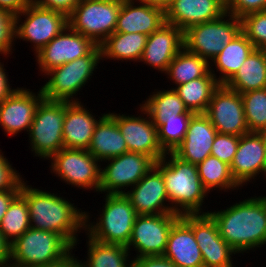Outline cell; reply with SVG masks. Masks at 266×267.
Listing matches in <instances>:
<instances>
[{
  "instance_id": "4316f807",
  "label": "cell",
  "mask_w": 266,
  "mask_h": 267,
  "mask_svg": "<svg viewBox=\"0 0 266 267\" xmlns=\"http://www.w3.org/2000/svg\"><path fill=\"white\" fill-rule=\"evenodd\" d=\"M99 118L87 150L99 162H105L128 152L126 141L116 120L109 113H104Z\"/></svg>"
},
{
  "instance_id": "f907efd6",
  "label": "cell",
  "mask_w": 266,
  "mask_h": 267,
  "mask_svg": "<svg viewBox=\"0 0 266 267\" xmlns=\"http://www.w3.org/2000/svg\"><path fill=\"white\" fill-rule=\"evenodd\" d=\"M81 262L82 261L75 258L70 252L62 260L52 263L46 267H83Z\"/></svg>"
},
{
  "instance_id": "8992f818",
  "label": "cell",
  "mask_w": 266,
  "mask_h": 267,
  "mask_svg": "<svg viewBox=\"0 0 266 267\" xmlns=\"http://www.w3.org/2000/svg\"><path fill=\"white\" fill-rule=\"evenodd\" d=\"M101 59L100 45H97L88 55L46 72L45 74L50 78L41 87L44 98L47 100L78 102V99L73 97L85 86L87 80L91 79L90 76H92Z\"/></svg>"
},
{
  "instance_id": "db71d44e",
  "label": "cell",
  "mask_w": 266,
  "mask_h": 267,
  "mask_svg": "<svg viewBox=\"0 0 266 267\" xmlns=\"http://www.w3.org/2000/svg\"><path fill=\"white\" fill-rule=\"evenodd\" d=\"M225 7L227 6L228 0H219Z\"/></svg>"
},
{
  "instance_id": "52a82bcc",
  "label": "cell",
  "mask_w": 266,
  "mask_h": 267,
  "mask_svg": "<svg viewBox=\"0 0 266 267\" xmlns=\"http://www.w3.org/2000/svg\"><path fill=\"white\" fill-rule=\"evenodd\" d=\"M66 101L43 98L38 104L29 130L31 151L35 156L49 158L64 148L63 123Z\"/></svg>"
},
{
  "instance_id": "ee69618b",
  "label": "cell",
  "mask_w": 266,
  "mask_h": 267,
  "mask_svg": "<svg viewBox=\"0 0 266 267\" xmlns=\"http://www.w3.org/2000/svg\"><path fill=\"white\" fill-rule=\"evenodd\" d=\"M79 1L80 0H31V3L39 7L60 11L68 16Z\"/></svg>"
},
{
  "instance_id": "ffe728a7",
  "label": "cell",
  "mask_w": 266,
  "mask_h": 267,
  "mask_svg": "<svg viewBox=\"0 0 266 267\" xmlns=\"http://www.w3.org/2000/svg\"><path fill=\"white\" fill-rule=\"evenodd\" d=\"M230 169L240 186L255 179L262 172L266 175V147L257 132L240 136Z\"/></svg>"
},
{
  "instance_id": "7402d4cb",
  "label": "cell",
  "mask_w": 266,
  "mask_h": 267,
  "mask_svg": "<svg viewBox=\"0 0 266 267\" xmlns=\"http://www.w3.org/2000/svg\"><path fill=\"white\" fill-rule=\"evenodd\" d=\"M165 13V22L183 32L188 28L222 17L226 7L219 0H172Z\"/></svg>"
},
{
  "instance_id": "7a4b0ae2",
  "label": "cell",
  "mask_w": 266,
  "mask_h": 267,
  "mask_svg": "<svg viewBox=\"0 0 266 267\" xmlns=\"http://www.w3.org/2000/svg\"><path fill=\"white\" fill-rule=\"evenodd\" d=\"M26 184L22 178L20 194L28 204L30 227L55 232L74 248L78 242L76 233L84 230L85 211L75 208L74 203L57 193L45 192Z\"/></svg>"
},
{
  "instance_id": "8d00e7d4",
  "label": "cell",
  "mask_w": 266,
  "mask_h": 267,
  "mask_svg": "<svg viewBox=\"0 0 266 267\" xmlns=\"http://www.w3.org/2000/svg\"><path fill=\"white\" fill-rule=\"evenodd\" d=\"M249 132L266 127V88L241 93Z\"/></svg>"
},
{
  "instance_id": "5b68a950",
  "label": "cell",
  "mask_w": 266,
  "mask_h": 267,
  "mask_svg": "<svg viewBox=\"0 0 266 267\" xmlns=\"http://www.w3.org/2000/svg\"><path fill=\"white\" fill-rule=\"evenodd\" d=\"M97 223L89 224V215L85 212L84 230L87 235L105 244L127 246L137 216L134 207L125 194H107L105 205Z\"/></svg>"
},
{
  "instance_id": "e0dca14e",
  "label": "cell",
  "mask_w": 266,
  "mask_h": 267,
  "mask_svg": "<svg viewBox=\"0 0 266 267\" xmlns=\"http://www.w3.org/2000/svg\"><path fill=\"white\" fill-rule=\"evenodd\" d=\"M144 117L126 116L125 114L109 113L117 122L118 127L126 141L128 151L142 153L150 156L155 162L160 160L165 151L161 148L158 140L157 127L147 111L141 106ZM148 118V119H147Z\"/></svg>"
},
{
  "instance_id": "9a60e30c",
  "label": "cell",
  "mask_w": 266,
  "mask_h": 267,
  "mask_svg": "<svg viewBox=\"0 0 266 267\" xmlns=\"http://www.w3.org/2000/svg\"><path fill=\"white\" fill-rule=\"evenodd\" d=\"M217 133L241 136L249 133L241 94L220 85L204 113Z\"/></svg>"
},
{
  "instance_id": "e575fe53",
  "label": "cell",
  "mask_w": 266,
  "mask_h": 267,
  "mask_svg": "<svg viewBox=\"0 0 266 267\" xmlns=\"http://www.w3.org/2000/svg\"><path fill=\"white\" fill-rule=\"evenodd\" d=\"M197 169L202 185L208 193L213 188L225 191L241 187L233 178L230 165L215 156L209 155L197 165Z\"/></svg>"
},
{
  "instance_id": "7dc6e473",
  "label": "cell",
  "mask_w": 266,
  "mask_h": 267,
  "mask_svg": "<svg viewBox=\"0 0 266 267\" xmlns=\"http://www.w3.org/2000/svg\"><path fill=\"white\" fill-rule=\"evenodd\" d=\"M31 4V0H0V8L13 15L21 13Z\"/></svg>"
},
{
  "instance_id": "484cf974",
  "label": "cell",
  "mask_w": 266,
  "mask_h": 267,
  "mask_svg": "<svg viewBox=\"0 0 266 267\" xmlns=\"http://www.w3.org/2000/svg\"><path fill=\"white\" fill-rule=\"evenodd\" d=\"M98 121L81 102L66 101V116L63 123L64 148L87 150Z\"/></svg>"
},
{
  "instance_id": "9c48e42d",
  "label": "cell",
  "mask_w": 266,
  "mask_h": 267,
  "mask_svg": "<svg viewBox=\"0 0 266 267\" xmlns=\"http://www.w3.org/2000/svg\"><path fill=\"white\" fill-rule=\"evenodd\" d=\"M241 31V18L227 12L216 20L197 24L185 30L184 48L209 62Z\"/></svg>"
},
{
  "instance_id": "74e56055",
  "label": "cell",
  "mask_w": 266,
  "mask_h": 267,
  "mask_svg": "<svg viewBox=\"0 0 266 267\" xmlns=\"http://www.w3.org/2000/svg\"><path fill=\"white\" fill-rule=\"evenodd\" d=\"M193 115H177V118L167 119L157 128L159 143L166 153L173 152L183 142Z\"/></svg>"
},
{
  "instance_id": "d590c367",
  "label": "cell",
  "mask_w": 266,
  "mask_h": 267,
  "mask_svg": "<svg viewBox=\"0 0 266 267\" xmlns=\"http://www.w3.org/2000/svg\"><path fill=\"white\" fill-rule=\"evenodd\" d=\"M30 228L29 209L26 199L19 193L10 203L0 222V231L10 242H14Z\"/></svg>"
},
{
  "instance_id": "d6986e66",
  "label": "cell",
  "mask_w": 266,
  "mask_h": 267,
  "mask_svg": "<svg viewBox=\"0 0 266 267\" xmlns=\"http://www.w3.org/2000/svg\"><path fill=\"white\" fill-rule=\"evenodd\" d=\"M29 90L17 87L0 103V125L9 136L22 130L29 132L36 108L44 98L41 89L37 96Z\"/></svg>"
},
{
  "instance_id": "30bf717a",
  "label": "cell",
  "mask_w": 266,
  "mask_h": 267,
  "mask_svg": "<svg viewBox=\"0 0 266 267\" xmlns=\"http://www.w3.org/2000/svg\"><path fill=\"white\" fill-rule=\"evenodd\" d=\"M22 15L25 16V20L19 25ZM67 26L66 14L31 3L15 15V39L32 42L36 54Z\"/></svg>"
},
{
  "instance_id": "4dcf8cb0",
  "label": "cell",
  "mask_w": 266,
  "mask_h": 267,
  "mask_svg": "<svg viewBox=\"0 0 266 267\" xmlns=\"http://www.w3.org/2000/svg\"><path fill=\"white\" fill-rule=\"evenodd\" d=\"M147 35L141 33L114 32L101 45V57L114 60H141Z\"/></svg>"
},
{
  "instance_id": "83f0119b",
  "label": "cell",
  "mask_w": 266,
  "mask_h": 267,
  "mask_svg": "<svg viewBox=\"0 0 266 267\" xmlns=\"http://www.w3.org/2000/svg\"><path fill=\"white\" fill-rule=\"evenodd\" d=\"M225 86L240 94L266 88V50L255 49Z\"/></svg>"
},
{
  "instance_id": "277c9868",
  "label": "cell",
  "mask_w": 266,
  "mask_h": 267,
  "mask_svg": "<svg viewBox=\"0 0 266 267\" xmlns=\"http://www.w3.org/2000/svg\"><path fill=\"white\" fill-rule=\"evenodd\" d=\"M74 249L61 235L29 228L11 243V267H46L62 260ZM11 262V263H10Z\"/></svg>"
},
{
  "instance_id": "836d02e7",
  "label": "cell",
  "mask_w": 266,
  "mask_h": 267,
  "mask_svg": "<svg viewBox=\"0 0 266 267\" xmlns=\"http://www.w3.org/2000/svg\"><path fill=\"white\" fill-rule=\"evenodd\" d=\"M87 261L81 262L83 267H132L129 261V250L119 244H105L89 236Z\"/></svg>"
},
{
  "instance_id": "bcb514c9",
  "label": "cell",
  "mask_w": 266,
  "mask_h": 267,
  "mask_svg": "<svg viewBox=\"0 0 266 267\" xmlns=\"http://www.w3.org/2000/svg\"><path fill=\"white\" fill-rule=\"evenodd\" d=\"M21 184L22 179L12 189L0 191V222L12 200L20 193Z\"/></svg>"
},
{
  "instance_id": "816d5d0a",
  "label": "cell",
  "mask_w": 266,
  "mask_h": 267,
  "mask_svg": "<svg viewBox=\"0 0 266 267\" xmlns=\"http://www.w3.org/2000/svg\"><path fill=\"white\" fill-rule=\"evenodd\" d=\"M137 1L142 4L161 9L163 12L168 9L169 5L172 2V0H136L135 2Z\"/></svg>"
},
{
  "instance_id": "cb8c5ba5",
  "label": "cell",
  "mask_w": 266,
  "mask_h": 267,
  "mask_svg": "<svg viewBox=\"0 0 266 267\" xmlns=\"http://www.w3.org/2000/svg\"><path fill=\"white\" fill-rule=\"evenodd\" d=\"M163 257L176 267H204L193 230L181 218L170 230Z\"/></svg>"
},
{
  "instance_id": "603a6c76",
  "label": "cell",
  "mask_w": 266,
  "mask_h": 267,
  "mask_svg": "<svg viewBox=\"0 0 266 267\" xmlns=\"http://www.w3.org/2000/svg\"><path fill=\"white\" fill-rule=\"evenodd\" d=\"M217 130L204 113L191 117L183 142L173 151L181 160L198 165L211 155Z\"/></svg>"
},
{
  "instance_id": "681fc988",
  "label": "cell",
  "mask_w": 266,
  "mask_h": 267,
  "mask_svg": "<svg viewBox=\"0 0 266 267\" xmlns=\"http://www.w3.org/2000/svg\"><path fill=\"white\" fill-rule=\"evenodd\" d=\"M11 256V243L0 231V267L8 266Z\"/></svg>"
},
{
  "instance_id": "5bb4252c",
  "label": "cell",
  "mask_w": 266,
  "mask_h": 267,
  "mask_svg": "<svg viewBox=\"0 0 266 267\" xmlns=\"http://www.w3.org/2000/svg\"><path fill=\"white\" fill-rule=\"evenodd\" d=\"M108 163L100 171L99 187V192L107 194H124L125 190L122 189L132 188L155 166L150 156L131 151L108 159Z\"/></svg>"
},
{
  "instance_id": "8fae6325",
  "label": "cell",
  "mask_w": 266,
  "mask_h": 267,
  "mask_svg": "<svg viewBox=\"0 0 266 267\" xmlns=\"http://www.w3.org/2000/svg\"><path fill=\"white\" fill-rule=\"evenodd\" d=\"M49 159L50 170L65 183L99 192L101 165L88 150L62 148Z\"/></svg>"
},
{
  "instance_id": "7c38bea8",
  "label": "cell",
  "mask_w": 266,
  "mask_h": 267,
  "mask_svg": "<svg viewBox=\"0 0 266 267\" xmlns=\"http://www.w3.org/2000/svg\"><path fill=\"white\" fill-rule=\"evenodd\" d=\"M180 218L176 213L137 215L126 248L134 247L136 258L163 256L170 230Z\"/></svg>"
},
{
  "instance_id": "3957f363",
  "label": "cell",
  "mask_w": 266,
  "mask_h": 267,
  "mask_svg": "<svg viewBox=\"0 0 266 267\" xmlns=\"http://www.w3.org/2000/svg\"><path fill=\"white\" fill-rule=\"evenodd\" d=\"M155 166L161 171L174 213L180 216L207 213L201 211L208 191L202 185L197 165L181 160L173 152H167L155 162Z\"/></svg>"
},
{
  "instance_id": "44dd1931",
  "label": "cell",
  "mask_w": 266,
  "mask_h": 267,
  "mask_svg": "<svg viewBox=\"0 0 266 267\" xmlns=\"http://www.w3.org/2000/svg\"><path fill=\"white\" fill-rule=\"evenodd\" d=\"M183 47V31L165 22L147 37L140 61L165 73L168 65Z\"/></svg>"
},
{
  "instance_id": "c3c4849f",
  "label": "cell",
  "mask_w": 266,
  "mask_h": 267,
  "mask_svg": "<svg viewBox=\"0 0 266 267\" xmlns=\"http://www.w3.org/2000/svg\"><path fill=\"white\" fill-rule=\"evenodd\" d=\"M8 80L9 79L5 72V68L0 62V103L16 90L10 88V83Z\"/></svg>"
},
{
  "instance_id": "ba28073f",
  "label": "cell",
  "mask_w": 266,
  "mask_h": 267,
  "mask_svg": "<svg viewBox=\"0 0 266 267\" xmlns=\"http://www.w3.org/2000/svg\"><path fill=\"white\" fill-rule=\"evenodd\" d=\"M123 0H80L68 15V26L101 45L115 32Z\"/></svg>"
},
{
  "instance_id": "7bdbcfd3",
  "label": "cell",
  "mask_w": 266,
  "mask_h": 267,
  "mask_svg": "<svg viewBox=\"0 0 266 267\" xmlns=\"http://www.w3.org/2000/svg\"><path fill=\"white\" fill-rule=\"evenodd\" d=\"M1 153L0 150V191H3L12 189L21 180V176Z\"/></svg>"
},
{
  "instance_id": "f5cc1de1",
  "label": "cell",
  "mask_w": 266,
  "mask_h": 267,
  "mask_svg": "<svg viewBox=\"0 0 266 267\" xmlns=\"http://www.w3.org/2000/svg\"><path fill=\"white\" fill-rule=\"evenodd\" d=\"M257 133L261 137L263 144L266 147V127L260 129Z\"/></svg>"
},
{
  "instance_id": "1f68e13d",
  "label": "cell",
  "mask_w": 266,
  "mask_h": 267,
  "mask_svg": "<svg viewBox=\"0 0 266 267\" xmlns=\"http://www.w3.org/2000/svg\"><path fill=\"white\" fill-rule=\"evenodd\" d=\"M153 93L140 106L147 111L152 123L157 128L167 119L177 118V115L195 114L185 107L182 99L173 88Z\"/></svg>"
},
{
  "instance_id": "f6af8a7d",
  "label": "cell",
  "mask_w": 266,
  "mask_h": 267,
  "mask_svg": "<svg viewBox=\"0 0 266 267\" xmlns=\"http://www.w3.org/2000/svg\"><path fill=\"white\" fill-rule=\"evenodd\" d=\"M132 267H176L163 256L140 257L132 260Z\"/></svg>"
},
{
  "instance_id": "d6a6232c",
  "label": "cell",
  "mask_w": 266,
  "mask_h": 267,
  "mask_svg": "<svg viewBox=\"0 0 266 267\" xmlns=\"http://www.w3.org/2000/svg\"><path fill=\"white\" fill-rule=\"evenodd\" d=\"M210 63L211 61L208 62L183 47L168 65L165 74L169 75V79L178 86L205 76L210 71Z\"/></svg>"
},
{
  "instance_id": "f1b7e54d",
  "label": "cell",
  "mask_w": 266,
  "mask_h": 267,
  "mask_svg": "<svg viewBox=\"0 0 266 267\" xmlns=\"http://www.w3.org/2000/svg\"><path fill=\"white\" fill-rule=\"evenodd\" d=\"M255 46L241 31L222 51L212 60L220 74L216 80L225 85L238 71L246 58L255 50Z\"/></svg>"
},
{
  "instance_id": "f546056e",
  "label": "cell",
  "mask_w": 266,
  "mask_h": 267,
  "mask_svg": "<svg viewBox=\"0 0 266 267\" xmlns=\"http://www.w3.org/2000/svg\"><path fill=\"white\" fill-rule=\"evenodd\" d=\"M213 68L203 77L173 88L185 107L193 113H205L214 91L220 86Z\"/></svg>"
},
{
  "instance_id": "d4e9b609",
  "label": "cell",
  "mask_w": 266,
  "mask_h": 267,
  "mask_svg": "<svg viewBox=\"0 0 266 267\" xmlns=\"http://www.w3.org/2000/svg\"><path fill=\"white\" fill-rule=\"evenodd\" d=\"M134 1H122L115 32L141 33L149 36L165 23V13L161 9L142 3L136 6Z\"/></svg>"
},
{
  "instance_id": "6da1fadb",
  "label": "cell",
  "mask_w": 266,
  "mask_h": 267,
  "mask_svg": "<svg viewBox=\"0 0 266 267\" xmlns=\"http://www.w3.org/2000/svg\"><path fill=\"white\" fill-rule=\"evenodd\" d=\"M207 213L216 221L220 236L237 253L266 244V196L251 197Z\"/></svg>"
},
{
  "instance_id": "ac0fdd59",
  "label": "cell",
  "mask_w": 266,
  "mask_h": 267,
  "mask_svg": "<svg viewBox=\"0 0 266 267\" xmlns=\"http://www.w3.org/2000/svg\"><path fill=\"white\" fill-rule=\"evenodd\" d=\"M137 215L174 213L169 202L161 171L156 167L145 174L132 188L124 193Z\"/></svg>"
},
{
  "instance_id": "60d3db41",
  "label": "cell",
  "mask_w": 266,
  "mask_h": 267,
  "mask_svg": "<svg viewBox=\"0 0 266 267\" xmlns=\"http://www.w3.org/2000/svg\"><path fill=\"white\" fill-rule=\"evenodd\" d=\"M15 15L0 8V54H10L15 41Z\"/></svg>"
},
{
  "instance_id": "4fadbf2b",
  "label": "cell",
  "mask_w": 266,
  "mask_h": 267,
  "mask_svg": "<svg viewBox=\"0 0 266 267\" xmlns=\"http://www.w3.org/2000/svg\"><path fill=\"white\" fill-rule=\"evenodd\" d=\"M181 219L193 230L204 267H232L237 252L220 236L216 221L209 213L185 214Z\"/></svg>"
},
{
  "instance_id": "2e32d148",
  "label": "cell",
  "mask_w": 266,
  "mask_h": 267,
  "mask_svg": "<svg viewBox=\"0 0 266 267\" xmlns=\"http://www.w3.org/2000/svg\"><path fill=\"white\" fill-rule=\"evenodd\" d=\"M67 32V33H66ZM97 45L69 26L36 53L37 63L44 75L49 70L88 55Z\"/></svg>"
},
{
  "instance_id": "f35d334b",
  "label": "cell",
  "mask_w": 266,
  "mask_h": 267,
  "mask_svg": "<svg viewBox=\"0 0 266 267\" xmlns=\"http://www.w3.org/2000/svg\"><path fill=\"white\" fill-rule=\"evenodd\" d=\"M241 25L242 32L255 48L266 50V10L243 16Z\"/></svg>"
},
{
  "instance_id": "b9f144b4",
  "label": "cell",
  "mask_w": 266,
  "mask_h": 267,
  "mask_svg": "<svg viewBox=\"0 0 266 267\" xmlns=\"http://www.w3.org/2000/svg\"><path fill=\"white\" fill-rule=\"evenodd\" d=\"M226 10L237 18H242L249 13L266 10V0H228Z\"/></svg>"
},
{
  "instance_id": "ab89813d",
  "label": "cell",
  "mask_w": 266,
  "mask_h": 267,
  "mask_svg": "<svg viewBox=\"0 0 266 267\" xmlns=\"http://www.w3.org/2000/svg\"><path fill=\"white\" fill-rule=\"evenodd\" d=\"M239 139L240 137L236 135L217 133L212 144L211 155L231 165L237 151Z\"/></svg>"
}]
</instances>
